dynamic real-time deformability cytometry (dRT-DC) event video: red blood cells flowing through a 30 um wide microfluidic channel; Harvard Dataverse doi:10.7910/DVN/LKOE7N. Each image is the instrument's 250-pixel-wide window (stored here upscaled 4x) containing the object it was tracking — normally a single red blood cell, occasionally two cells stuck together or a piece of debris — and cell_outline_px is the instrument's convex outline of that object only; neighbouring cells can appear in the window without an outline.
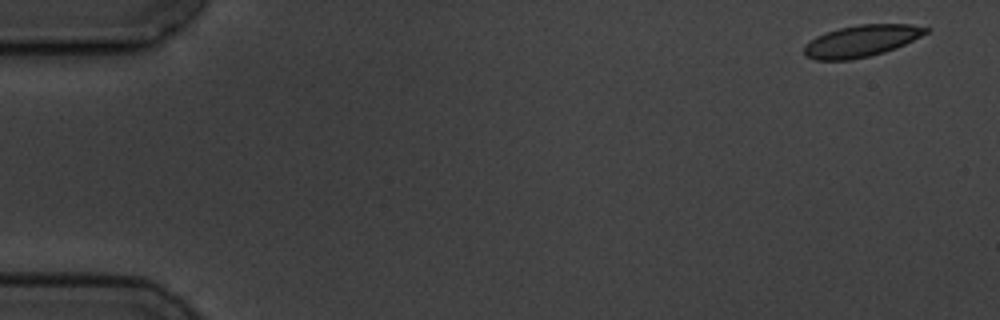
{"species": "common noctule bat (a hibernating species)", "species_latin": "Nyctalus noctula", "temperature_condition": "cold", "stored_images_in_passage": 13, "camera_frame_rate_fps": 3000, "um_per_image_px": 0.085, "animal": {"sex": "male", "body_mass_g": 19.5, "forearm_length_mm": 54.6}, "frame": {"image": 1, "passage_image": 1, "time_ms": 0.0, "image_size_px": [1000, 320], "cell_outline_px": [[928, 32], [896, 48], [884, 52], [852, 60], [816, 60], [804, 56], [804, 48], [816, 36], [840, 28], [860, 24], [908, 24], [928, 28]], "centroid_in_image_um": [73.2, 3.49], "position_along_channel_um": 11.8, "area_um2": 22.14}}
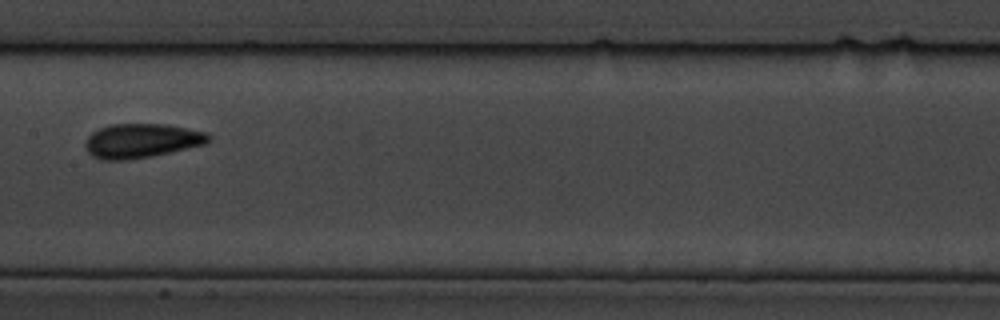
{"frame": {"image": 2, "passage_image": 8, "time_ms": 9.0, "image_size_px": [1000, 320], "cell_outline_px": [[212, 136], [204, 144], [152, 156], [128, 160], [104, 160], [92, 156], [88, 152], [84, 144], [88, 136], [92, 132], [100, 128], [112, 124], [164, 124], [208, 132]], "centroid_in_image_um": [12.01, 11.96], "position_along_channel_um": 195.4, "area_um2": 24.51}}
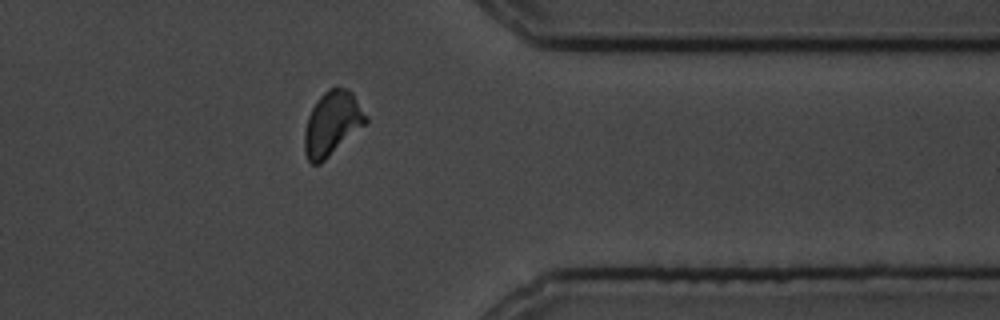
{"frame": {"image": 3, "passage_image": 13, "time_ms": 14.667, "image_size_px": [1000, 320], "cell_outline_px": [[368, 124], [320, 164], [312, 164], [308, 160], [304, 152], [304, 132], [308, 116], [316, 100], [328, 88], [336, 84], [348, 88], [352, 92], [368, 116]], "centroid_in_image_um": [28.26, 10.47], "position_along_channel_um": 383.1, "area_um2": 23.58}, "authors_computed_cell_mechanics": {"area_um2": 23.1778, "velocity_mm_per_s": 3.4889, "shape_relaxation_time_tau1_ms": 1.4002, "shape_relaxation_time_tau2_ms": 1.7596, "deformation_change_tau1": 0.0816, "deformation_change_tau2": 0.0461}}